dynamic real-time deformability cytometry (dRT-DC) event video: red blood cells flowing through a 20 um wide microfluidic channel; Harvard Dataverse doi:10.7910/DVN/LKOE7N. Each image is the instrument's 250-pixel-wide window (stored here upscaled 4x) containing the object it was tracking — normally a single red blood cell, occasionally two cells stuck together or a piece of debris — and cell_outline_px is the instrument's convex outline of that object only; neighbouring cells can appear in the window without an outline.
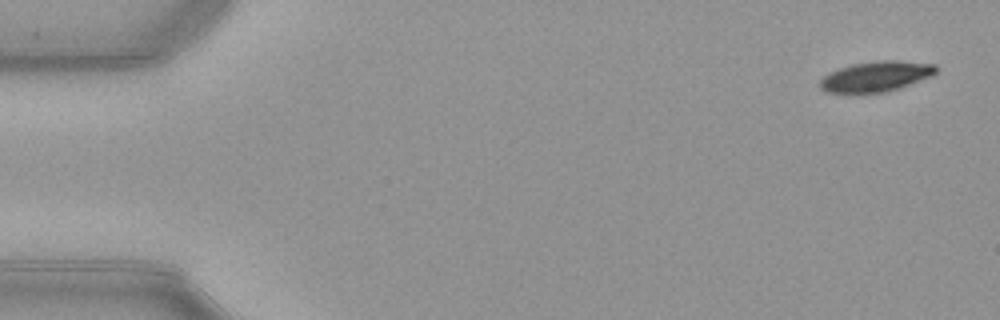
{"species": "common noctule bat (a hibernating species)", "species_latin": "Nyctalus noctula", "temperature_condition": "warm", "stored_images_in_passage": 52, "camera_frame_rate_fps": 3000, "um_per_image_px": 0.085, "animal": {"sex": "female", "body_mass_g": 21.9}, "frame": {"image": 1, "passage_image": 2, "time_ms": 0.333, "image_size_px": [1000, 320], "cell_outline_px": [[936, 72], [932, 76], [900, 88], [884, 92], [824, 92], [816, 84], [828, 72], [852, 64], [880, 60], [896, 60], [936, 64]], "centroid_in_image_um": [74.44, 6.49], "position_along_channel_um": 10.6, "area_um2": 20.52}}
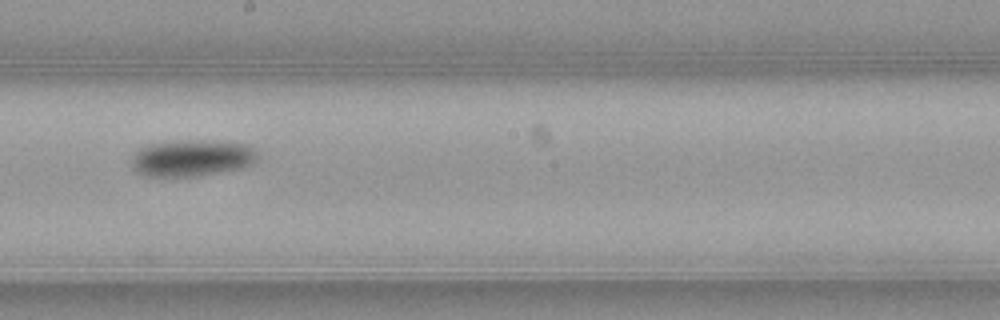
{"frame": {"image": 2, "passage_image": 29, "time_ms": 9.333, "image_size_px": [1000, 320], "cell_outline_px": [[260, 156], [252, 164], [244, 168], [196, 176], [148, 176], [136, 172], [132, 168], [132, 156], [140, 148], [148, 144], [188, 140], [204, 140], [248, 144], [256, 148]], "centroid_in_image_um": [16.36, 13.43], "position_along_channel_um": 231.8, "area_um2": 27.11}}
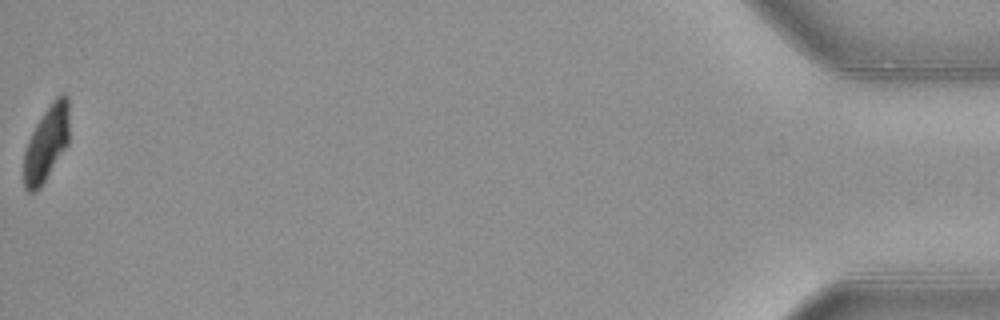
{"frame": {"image": 3, "passage_image": 52, "time_ms": 17.0, "image_size_px": [1000, 320], "cell_outline_px": [[68, 144], [40, 188], [36, 192], [28, 192], [24, 188], [24, 152], [28, 140], [36, 124], [52, 100], [60, 92], [64, 92], [68, 96]], "centroid_in_image_um": [3.94, 12.17], "position_along_channel_um": 431.3, "area_um2": 19.94}, "authors_computed_cell_mechanics": {"area_um2": 23.4379, "velocity_mm_per_s": 3.9685, "shape_relaxation_time_tau1_ms": 4.1651, "shape_relaxation_time_tau2_ms": null, "deformation_change_tau1": 0.1659, "deformation_change_tau2": null}}